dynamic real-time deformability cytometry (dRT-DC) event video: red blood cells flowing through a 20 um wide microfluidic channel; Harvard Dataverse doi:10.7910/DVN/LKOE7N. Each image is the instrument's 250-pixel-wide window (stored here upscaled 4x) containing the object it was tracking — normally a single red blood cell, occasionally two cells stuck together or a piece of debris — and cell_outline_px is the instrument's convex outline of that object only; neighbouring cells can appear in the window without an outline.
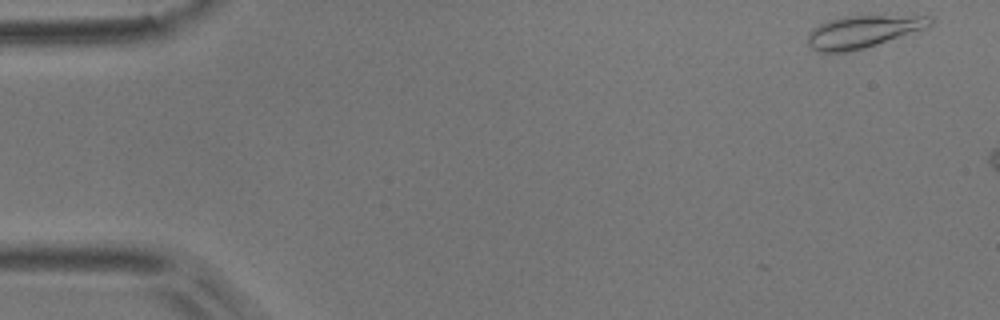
{"species": "common noctule bat (a hibernating species)", "species_latin": "Nyctalus noctula", "temperature_condition": "room temperature", "stored_images_in_passage": 7, "camera_frame_rate_fps": 3000, "um_per_image_px": 0.085, "animal": {"sex": "male", "body_mass_g": 17.9}, "frame": {"image": 1, "passage_image": 1, "time_ms": 0.0, "image_size_px": [1000, 320], "cell_outline_px": [[936, 20], [932, 24], [924, 28], [852, 52], [816, 52], [808, 44], [808, 32], [812, 28], [828, 20], [844, 16], [932, 16]], "centroid_in_image_um": [73.3, 2.69], "position_along_channel_um": 11.7, "area_um2": 22.83}}